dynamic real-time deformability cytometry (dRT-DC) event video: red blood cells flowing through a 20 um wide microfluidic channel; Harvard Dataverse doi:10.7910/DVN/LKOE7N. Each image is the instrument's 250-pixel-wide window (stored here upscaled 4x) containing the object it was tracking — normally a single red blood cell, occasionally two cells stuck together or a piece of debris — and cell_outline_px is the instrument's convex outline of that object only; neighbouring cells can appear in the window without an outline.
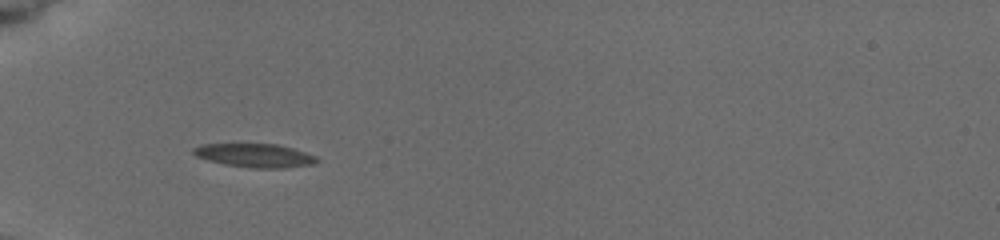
{"species": "common noctule bat (a hibernating species)", "species_latin": "Nyctalus noctula", "temperature_condition": "cold", "stored_images_in_passage": 5, "camera_frame_rate_fps": 3000, "um_per_image_px": 0.085, "animal": {"sex": "female", "body_mass_g": 19.5, "forearm_length_mm": 54.1}, "frame": {"image": 1, "passage_image": 4, "time_ms": 2.667, "image_size_px": [1000, 240], "cell_outline_px": [[320, 160], [312, 164], [284, 168], [252, 168], [224, 164], [208, 160], [196, 156], [192, 152], [192, 148], [200, 144], [276, 144], [292, 148], [316, 156]], "centroid_in_image_um": [21.64, 13.21], "position_along_channel_um": 63.4, "area_um2": 16.94}}